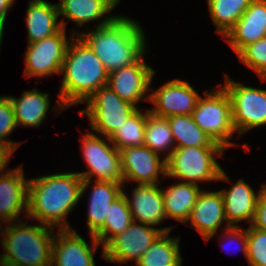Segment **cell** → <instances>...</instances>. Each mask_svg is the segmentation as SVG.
Masks as SVG:
<instances>
[{
	"mask_svg": "<svg viewBox=\"0 0 266 266\" xmlns=\"http://www.w3.org/2000/svg\"><path fill=\"white\" fill-rule=\"evenodd\" d=\"M82 180L77 172L30 178L27 218L54 229H72L67 217L82 199Z\"/></svg>",
	"mask_w": 266,
	"mask_h": 266,
	"instance_id": "6da1fadb",
	"label": "cell"
},
{
	"mask_svg": "<svg viewBox=\"0 0 266 266\" xmlns=\"http://www.w3.org/2000/svg\"><path fill=\"white\" fill-rule=\"evenodd\" d=\"M60 74L63 78L55 103L56 113L84 103L99 88L107 85L109 76L102 61L80 36L72 38Z\"/></svg>",
	"mask_w": 266,
	"mask_h": 266,
	"instance_id": "7a4b0ae2",
	"label": "cell"
},
{
	"mask_svg": "<svg viewBox=\"0 0 266 266\" xmlns=\"http://www.w3.org/2000/svg\"><path fill=\"white\" fill-rule=\"evenodd\" d=\"M89 30L72 32L90 46L109 73L135 63L147 52L143 26L132 18L118 15L111 23Z\"/></svg>",
	"mask_w": 266,
	"mask_h": 266,
	"instance_id": "3957f363",
	"label": "cell"
},
{
	"mask_svg": "<svg viewBox=\"0 0 266 266\" xmlns=\"http://www.w3.org/2000/svg\"><path fill=\"white\" fill-rule=\"evenodd\" d=\"M0 239V258L18 266H51L55 229L26 221L5 223Z\"/></svg>",
	"mask_w": 266,
	"mask_h": 266,
	"instance_id": "277c9868",
	"label": "cell"
},
{
	"mask_svg": "<svg viewBox=\"0 0 266 266\" xmlns=\"http://www.w3.org/2000/svg\"><path fill=\"white\" fill-rule=\"evenodd\" d=\"M224 151L222 147L175 148L166 159V177L196 185L218 180L230 182L216 160Z\"/></svg>",
	"mask_w": 266,
	"mask_h": 266,
	"instance_id": "5b68a950",
	"label": "cell"
},
{
	"mask_svg": "<svg viewBox=\"0 0 266 266\" xmlns=\"http://www.w3.org/2000/svg\"><path fill=\"white\" fill-rule=\"evenodd\" d=\"M214 90L204 91V97L198 98L191 116L194 122L222 148L234 147L236 144L230 141L235 134L232 123V110L229 95L218 84Z\"/></svg>",
	"mask_w": 266,
	"mask_h": 266,
	"instance_id": "8992f818",
	"label": "cell"
},
{
	"mask_svg": "<svg viewBox=\"0 0 266 266\" xmlns=\"http://www.w3.org/2000/svg\"><path fill=\"white\" fill-rule=\"evenodd\" d=\"M84 103L80 116L86 115L91 132L110 137L139 107L122 100L108 85L99 88Z\"/></svg>",
	"mask_w": 266,
	"mask_h": 266,
	"instance_id": "52a82bcc",
	"label": "cell"
},
{
	"mask_svg": "<svg viewBox=\"0 0 266 266\" xmlns=\"http://www.w3.org/2000/svg\"><path fill=\"white\" fill-rule=\"evenodd\" d=\"M220 84L231 101L232 123L238 137L254 128L266 125V90L245 86L225 74Z\"/></svg>",
	"mask_w": 266,
	"mask_h": 266,
	"instance_id": "ba28073f",
	"label": "cell"
},
{
	"mask_svg": "<svg viewBox=\"0 0 266 266\" xmlns=\"http://www.w3.org/2000/svg\"><path fill=\"white\" fill-rule=\"evenodd\" d=\"M105 138V139H104ZM81 151L87 171L77 172L83 180L123 183L120 151L108 137L95 133H83Z\"/></svg>",
	"mask_w": 266,
	"mask_h": 266,
	"instance_id": "9c48e42d",
	"label": "cell"
},
{
	"mask_svg": "<svg viewBox=\"0 0 266 266\" xmlns=\"http://www.w3.org/2000/svg\"><path fill=\"white\" fill-rule=\"evenodd\" d=\"M173 228H155L133 221L123 233L116 235L102 247V258L113 263L135 261L136 264L162 233L171 232Z\"/></svg>",
	"mask_w": 266,
	"mask_h": 266,
	"instance_id": "30bf717a",
	"label": "cell"
},
{
	"mask_svg": "<svg viewBox=\"0 0 266 266\" xmlns=\"http://www.w3.org/2000/svg\"><path fill=\"white\" fill-rule=\"evenodd\" d=\"M66 33V29L62 28L50 37L28 44L24 56L26 78L40 77L41 79L61 73L68 46L75 36L71 33L68 39Z\"/></svg>",
	"mask_w": 266,
	"mask_h": 266,
	"instance_id": "8fae6325",
	"label": "cell"
},
{
	"mask_svg": "<svg viewBox=\"0 0 266 266\" xmlns=\"http://www.w3.org/2000/svg\"><path fill=\"white\" fill-rule=\"evenodd\" d=\"M120 151L123 188L127 182L137 184H161L160 176L166 177V159L145 145L127 147Z\"/></svg>",
	"mask_w": 266,
	"mask_h": 266,
	"instance_id": "7c38bea8",
	"label": "cell"
},
{
	"mask_svg": "<svg viewBox=\"0 0 266 266\" xmlns=\"http://www.w3.org/2000/svg\"><path fill=\"white\" fill-rule=\"evenodd\" d=\"M144 53L135 63L124 66L109 73L107 85L120 96L122 100L128 101L134 106L140 100L149 101L153 76L155 69L147 65Z\"/></svg>",
	"mask_w": 266,
	"mask_h": 266,
	"instance_id": "4fadbf2b",
	"label": "cell"
},
{
	"mask_svg": "<svg viewBox=\"0 0 266 266\" xmlns=\"http://www.w3.org/2000/svg\"><path fill=\"white\" fill-rule=\"evenodd\" d=\"M149 95V102L154 105L149 112L161 118L191 115L201 96L188 81L178 78L167 81Z\"/></svg>",
	"mask_w": 266,
	"mask_h": 266,
	"instance_id": "5bb4252c",
	"label": "cell"
},
{
	"mask_svg": "<svg viewBox=\"0 0 266 266\" xmlns=\"http://www.w3.org/2000/svg\"><path fill=\"white\" fill-rule=\"evenodd\" d=\"M57 230L52 245L51 266H96L94 255L101 244L94 235H90L92 244H89L73 228L58 230V233Z\"/></svg>",
	"mask_w": 266,
	"mask_h": 266,
	"instance_id": "9a60e30c",
	"label": "cell"
},
{
	"mask_svg": "<svg viewBox=\"0 0 266 266\" xmlns=\"http://www.w3.org/2000/svg\"><path fill=\"white\" fill-rule=\"evenodd\" d=\"M22 164L0 175V222L21 221L19 216L25 213L27 218L28 183Z\"/></svg>",
	"mask_w": 266,
	"mask_h": 266,
	"instance_id": "2e32d148",
	"label": "cell"
},
{
	"mask_svg": "<svg viewBox=\"0 0 266 266\" xmlns=\"http://www.w3.org/2000/svg\"><path fill=\"white\" fill-rule=\"evenodd\" d=\"M160 185L137 184L129 195L131 198L122 190L134 222L157 227L167 219Z\"/></svg>",
	"mask_w": 266,
	"mask_h": 266,
	"instance_id": "e0dca14e",
	"label": "cell"
},
{
	"mask_svg": "<svg viewBox=\"0 0 266 266\" xmlns=\"http://www.w3.org/2000/svg\"><path fill=\"white\" fill-rule=\"evenodd\" d=\"M188 221L206 243L217 235L221 225L226 222L224 201L219 191L202 190L190 213Z\"/></svg>",
	"mask_w": 266,
	"mask_h": 266,
	"instance_id": "ac0fdd59",
	"label": "cell"
},
{
	"mask_svg": "<svg viewBox=\"0 0 266 266\" xmlns=\"http://www.w3.org/2000/svg\"><path fill=\"white\" fill-rule=\"evenodd\" d=\"M266 35V0H253L235 25L223 37L234 53Z\"/></svg>",
	"mask_w": 266,
	"mask_h": 266,
	"instance_id": "d6986e66",
	"label": "cell"
},
{
	"mask_svg": "<svg viewBox=\"0 0 266 266\" xmlns=\"http://www.w3.org/2000/svg\"><path fill=\"white\" fill-rule=\"evenodd\" d=\"M91 184L93 185L88 199L86 226L89 234L95 235L103 227L105 218L108 217L109 205L122 194L123 183L82 180L81 197Z\"/></svg>",
	"mask_w": 266,
	"mask_h": 266,
	"instance_id": "ffe728a7",
	"label": "cell"
},
{
	"mask_svg": "<svg viewBox=\"0 0 266 266\" xmlns=\"http://www.w3.org/2000/svg\"><path fill=\"white\" fill-rule=\"evenodd\" d=\"M120 0H60L57 3L59 16L71 20L83 28L88 23L98 21L92 28L111 23L118 15H108ZM103 18V19H102ZM101 20V21H99Z\"/></svg>",
	"mask_w": 266,
	"mask_h": 266,
	"instance_id": "44dd1931",
	"label": "cell"
},
{
	"mask_svg": "<svg viewBox=\"0 0 266 266\" xmlns=\"http://www.w3.org/2000/svg\"><path fill=\"white\" fill-rule=\"evenodd\" d=\"M220 192L224 201L225 226H238L241 221H247L251 225L260 190L256 193L243 178H240L229 189H221Z\"/></svg>",
	"mask_w": 266,
	"mask_h": 266,
	"instance_id": "7402d4cb",
	"label": "cell"
},
{
	"mask_svg": "<svg viewBox=\"0 0 266 266\" xmlns=\"http://www.w3.org/2000/svg\"><path fill=\"white\" fill-rule=\"evenodd\" d=\"M26 11V28L28 44L50 37L62 28L66 29L64 19L59 22L57 3L45 0H29Z\"/></svg>",
	"mask_w": 266,
	"mask_h": 266,
	"instance_id": "603a6c76",
	"label": "cell"
},
{
	"mask_svg": "<svg viewBox=\"0 0 266 266\" xmlns=\"http://www.w3.org/2000/svg\"><path fill=\"white\" fill-rule=\"evenodd\" d=\"M12 103L15 121L19 125L26 127H40L47 118L50 109V99L48 93L40 92L37 88L24 91L19 97L8 96Z\"/></svg>",
	"mask_w": 266,
	"mask_h": 266,
	"instance_id": "cb8c5ba5",
	"label": "cell"
},
{
	"mask_svg": "<svg viewBox=\"0 0 266 266\" xmlns=\"http://www.w3.org/2000/svg\"><path fill=\"white\" fill-rule=\"evenodd\" d=\"M162 188L166 218L188 223L190 213L202 191L199 185L187 182H175L172 186Z\"/></svg>",
	"mask_w": 266,
	"mask_h": 266,
	"instance_id": "d4e9b609",
	"label": "cell"
},
{
	"mask_svg": "<svg viewBox=\"0 0 266 266\" xmlns=\"http://www.w3.org/2000/svg\"><path fill=\"white\" fill-rule=\"evenodd\" d=\"M179 242V236L171 237L170 232L162 233L135 266H182Z\"/></svg>",
	"mask_w": 266,
	"mask_h": 266,
	"instance_id": "484cf974",
	"label": "cell"
},
{
	"mask_svg": "<svg viewBox=\"0 0 266 266\" xmlns=\"http://www.w3.org/2000/svg\"><path fill=\"white\" fill-rule=\"evenodd\" d=\"M176 148L221 147L194 122L191 115L167 117Z\"/></svg>",
	"mask_w": 266,
	"mask_h": 266,
	"instance_id": "4316f807",
	"label": "cell"
},
{
	"mask_svg": "<svg viewBox=\"0 0 266 266\" xmlns=\"http://www.w3.org/2000/svg\"><path fill=\"white\" fill-rule=\"evenodd\" d=\"M144 145L159 155L167 152L163 156L165 159L176 148L168 119L154 116L149 109L145 123Z\"/></svg>",
	"mask_w": 266,
	"mask_h": 266,
	"instance_id": "83f0119b",
	"label": "cell"
},
{
	"mask_svg": "<svg viewBox=\"0 0 266 266\" xmlns=\"http://www.w3.org/2000/svg\"><path fill=\"white\" fill-rule=\"evenodd\" d=\"M253 0H207L209 15L216 32L224 37Z\"/></svg>",
	"mask_w": 266,
	"mask_h": 266,
	"instance_id": "f1b7e54d",
	"label": "cell"
},
{
	"mask_svg": "<svg viewBox=\"0 0 266 266\" xmlns=\"http://www.w3.org/2000/svg\"><path fill=\"white\" fill-rule=\"evenodd\" d=\"M133 222L125 195L122 193L109 205L108 217L103 227L94 235L101 246H105L113 237L123 233Z\"/></svg>",
	"mask_w": 266,
	"mask_h": 266,
	"instance_id": "f546056e",
	"label": "cell"
},
{
	"mask_svg": "<svg viewBox=\"0 0 266 266\" xmlns=\"http://www.w3.org/2000/svg\"><path fill=\"white\" fill-rule=\"evenodd\" d=\"M146 119L147 110L143 112L138 108L118 127L109 140L118 150L143 146Z\"/></svg>",
	"mask_w": 266,
	"mask_h": 266,
	"instance_id": "4dcf8cb0",
	"label": "cell"
},
{
	"mask_svg": "<svg viewBox=\"0 0 266 266\" xmlns=\"http://www.w3.org/2000/svg\"><path fill=\"white\" fill-rule=\"evenodd\" d=\"M236 55L260 80L266 82V37L246 45Z\"/></svg>",
	"mask_w": 266,
	"mask_h": 266,
	"instance_id": "1f68e13d",
	"label": "cell"
},
{
	"mask_svg": "<svg viewBox=\"0 0 266 266\" xmlns=\"http://www.w3.org/2000/svg\"><path fill=\"white\" fill-rule=\"evenodd\" d=\"M16 128L17 124L10 98L2 95L0 96V143L9 146L14 152L22 142L11 141L7 136H10Z\"/></svg>",
	"mask_w": 266,
	"mask_h": 266,
	"instance_id": "d6a6232c",
	"label": "cell"
},
{
	"mask_svg": "<svg viewBox=\"0 0 266 266\" xmlns=\"http://www.w3.org/2000/svg\"><path fill=\"white\" fill-rule=\"evenodd\" d=\"M247 261L250 266H266V232L247 228Z\"/></svg>",
	"mask_w": 266,
	"mask_h": 266,
	"instance_id": "836d02e7",
	"label": "cell"
},
{
	"mask_svg": "<svg viewBox=\"0 0 266 266\" xmlns=\"http://www.w3.org/2000/svg\"><path fill=\"white\" fill-rule=\"evenodd\" d=\"M224 231L225 232L223 233L222 237H224V240L226 238L227 244L230 245L231 243L233 244V242H236L238 245L237 250L243 251L245 258H247V228L244 229L243 227L239 226H229L225 227ZM220 246L223 248V250L225 249L224 243H222ZM236 248L237 247H235V249Z\"/></svg>",
	"mask_w": 266,
	"mask_h": 266,
	"instance_id": "e575fe53",
	"label": "cell"
},
{
	"mask_svg": "<svg viewBox=\"0 0 266 266\" xmlns=\"http://www.w3.org/2000/svg\"><path fill=\"white\" fill-rule=\"evenodd\" d=\"M251 226L266 232V184L261 186Z\"/></svg>",
	"mask_w": 266,
	"mask_h": 266,
	"instance_id": "d590c367",
	"label": "cell"
},
{
	"mask_svg": "<svg viewBox=\"0 0 266 266\" xmlns=\"http://www.w3.org/2000/svg\"><path fill=\"white\" fill-rule=\"evenodd\" d=\"M13 154L14 151L9 146L0 143V175L9 171L7 170L8 161Z\"/></svg>",
	"mask_w": 266,
	"mask_h": 266,
	"instance_id": "8d00e7d4",
	"label": "cell"
},
{
	"mask_svg": "<svg viewBox=\"0 0 266 266\" xmlns=\"http://www.w3.org/2000/svg\"><path fill=\"white\" fill-rule=\"evenodd\" d=\"M15 0H0V21L6 22L7 13L14 5Z\"/></svg>",
	"mask_w": 266,
	"mask_h": 266,
	"instance_id": "74e56055",
	"label": "cell"
},
{
	"mask_svg": "<svg viewBox=\"0 0 266 266\" xmlns=\"http://www.w3.org/2000/svg\"><path fill=\"white\" fill-rule=\"evenodd\" d=\"M5 23L4 21H0V49H1V44H2V38H3V33H4V28H5Z\"/></svg>",
	"mask_w": 266,
	"mask_h": 266,
	"instance_id": "f35d334b",
	"label": "cell"
},
{
	"mask_svg": "<svg viewBox=\"0 0 266 266\" xmlns=\"http://www.w3.org/2000/svg\"><path fill=\"white\" fill-rule=\"evenodd\" d=\"M0 266H18V265L7 262V261L3 260L2 258H0Z\"/></svg>",
	"mask_w": 266,
	"mask_h": 266,
	"instance_id": "ab89813d",
	"label": "cell"
},
{
	"mask_svg": "<svg viewBox=\"0 0 266 266\" xmlns=\"http://www.w3.org/2000/svg\"><path fill=\"white\" fill-rule=\"evenodd\" d=\"M3 222H0V233H1V230H2V224Z\"/></svg>",
	"mask_w": 266,
	"mask_h": 266,
	"instance_id": "60d3db41",
	"label": "cell"
}]
</instances>
